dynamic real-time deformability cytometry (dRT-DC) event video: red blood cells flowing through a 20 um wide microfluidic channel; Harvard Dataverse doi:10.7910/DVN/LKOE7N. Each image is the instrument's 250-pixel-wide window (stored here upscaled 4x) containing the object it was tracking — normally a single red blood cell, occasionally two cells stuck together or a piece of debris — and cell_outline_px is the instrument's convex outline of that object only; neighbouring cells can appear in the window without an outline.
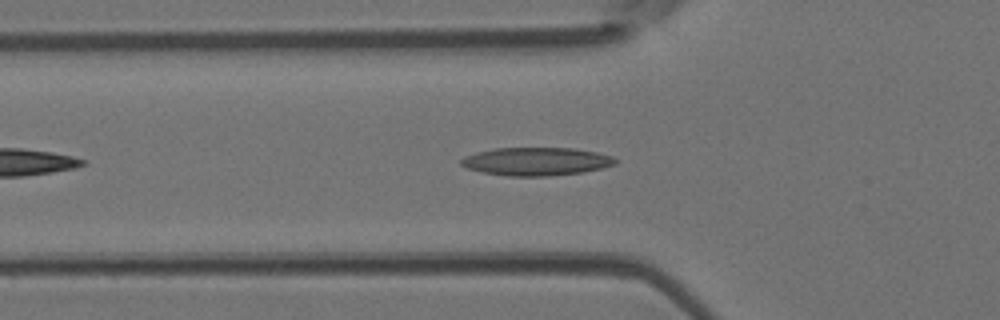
{"species": "Egyptian fruit bat (a non-hibernating species)", "species_latin": "Rousettus aegyptiacus", "temperature_condition": "room temperature", "stored_images_in_passage": 38, "camera_frame_rate_fps": 3000, "um_per_image_px": 0.085, "animal": {"sex": "female"}, "frame": {"image": 1, "passage_image": 7, "time_ms": 2.0, "image_size_px": [1000, 320], "cell_outline_px": [[620, 160], [616, 164], [584, 172], [544, 176], [508, 176], [484, 172], [468, 168], [460, 164], [460, 160], [464, 156], [476, 152], [496, 148], [572, 148], [596, 152], [612, 156]], "centroid_in_image_um": [45.6, 13.72], "position_along_channel_um": 80.2, "area_um2": 25.2}}
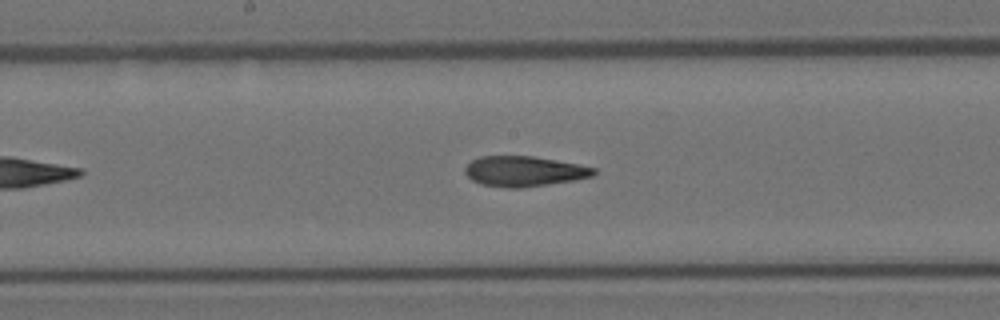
{"frame": {"image": 2, "passage_image": 16, "time_ms": 5.0, "image_size_px": [1000, 320], "cell_outline_px": [[596, 172], [592, 176], [572, 180], [524, 188], [504, 188], [480, 184], [472, 180], [464, 172], [464, 168], [472, 160], [480, 156], [532, 156], [576, 164], [596, 168]], "centroid_in_image_um": [44.49, 14.57], "position_along_channel_um": 203.7, "area_um2": 22.6}}
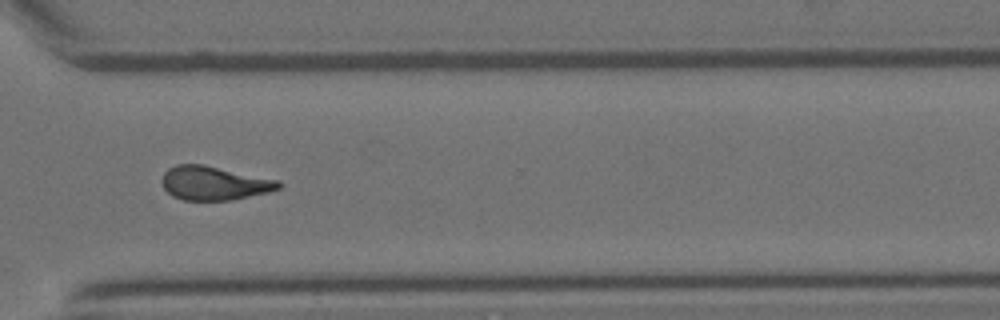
{"frame": {"image": 3, "passage_image": 27, "time_ms": 8.667, "image_size_px": [1000, 320], "cell_outline_px": [[284, 184], [280, 188], [268, 192], [232, 200], [184, 200], [172, 196], [164, 188], [160, 180], [164, 172], [168, 168], [176, 164], [204, 164], [280, 180]], "centroid_in_image_um": [18.21, 15.56], "position_along_channel_um": 352.4, "area_um2": 23.29}, "authors_computed_cell_mechanics": {"area_um2": 23.2934, "velocity_mm_per_s": 4.0747, "shape_relaxation_time_tau1_ms": 11.0051, "shape_relaxation_time_tau2_ms": 3.0685, "deformation_change_tau1": 0.2796, "deformation_change_tau2": 0.1178}}